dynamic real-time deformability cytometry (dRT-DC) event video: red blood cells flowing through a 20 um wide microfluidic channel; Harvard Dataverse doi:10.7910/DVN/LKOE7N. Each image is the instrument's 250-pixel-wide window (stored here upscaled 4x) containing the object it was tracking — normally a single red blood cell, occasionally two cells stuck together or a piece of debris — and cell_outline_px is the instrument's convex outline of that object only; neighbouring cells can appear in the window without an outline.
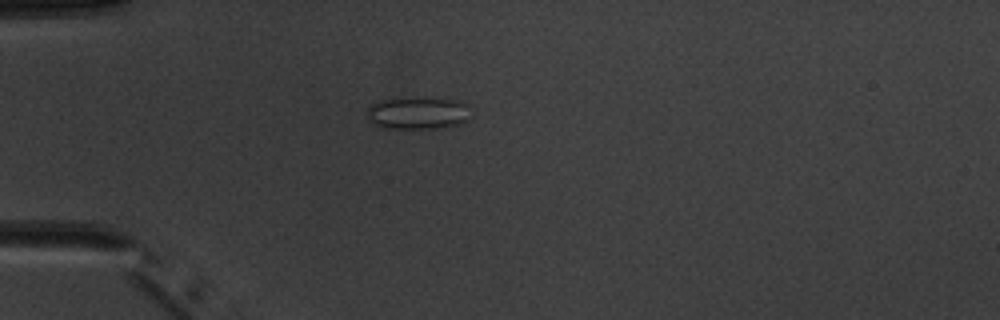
{"species": "common noctule bat (a hibernating species)", "species_latin": "Nyctalus noctula", "temperature_condition": "warm", "stored_images_in_passage": 5, "camera_frame_rate_fps": 3000, "um_per_image_px": 0.085, "animal": {"sex": "male", "body_mass_g": 20.1, "forearm_length_mm": 53.5}, "frame": {"image": 1, "passage_image": 4, "time_ms": 3.333, "image_size_px": [1000, 320], "cell_outline_px": [[468, 120], [460, 124], [440, 128], [384, 128], [368, 120], [368, 108], [372, 104], [380, 100], [452, 100], [464, 104]], "centroid_in_image_um": [35.45, 9.67], "position_along_channel_um": 49.5, "area_um2": 18.32}}